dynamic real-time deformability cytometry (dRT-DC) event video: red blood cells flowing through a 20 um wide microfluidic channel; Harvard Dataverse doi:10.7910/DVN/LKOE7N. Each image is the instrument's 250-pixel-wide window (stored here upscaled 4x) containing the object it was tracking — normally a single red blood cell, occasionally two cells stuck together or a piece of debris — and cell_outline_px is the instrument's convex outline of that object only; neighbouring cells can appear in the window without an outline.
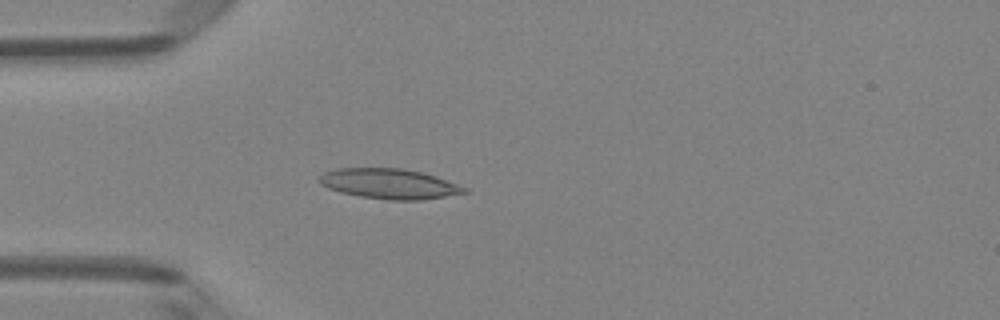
{"species": "Egyptian fruit bat (a non-hibernating species)", "species_latin": "Rousettus aegyptiacus", "temperature_condition": "room temperature", "stored_images_in_passage": 3, "camera_frame_rate_fps": 3000, "um_per_image_px": 0.085, "animal": {"sex": "female"}, "frame": {"image": 1, "passage_image": 3, "time_ms": 0.667, "image_size_px": [1000, 320], "cell_outline_px": [[468, 192], [420, 200], [388, 200], [360, 196], [340, 192], [328, 188], [320, 184], [320, 176], [324, 172], [336, 168], [404, 168], [420, 172], [468, 188]], "centroid_in_image_um": [33.04, 15.62], "position_along_channel_um": 52.0, "area_um2": 25.14}}